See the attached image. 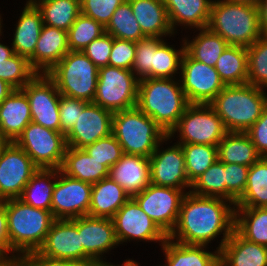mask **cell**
<instances>
[{"instance_id":"obj_49","label":"cell","mask_w":267,"mask_h":266,"mask_svg":"<svg viewBox=\"0 0 267 266\" xmlns=\"http://www.w3.org/2000/svg\"><path fill=\"white\" fill-rule=\"evenodd\" d=\"M88 104V102L68 97L60 96L59 100V116L61 133L66 135L77 122L79 118V113H82L83 108Z\"/></svg>"},{"instance_id":"obj_12","label":"cell","mask_w":267,"mask_h":266,"mask_svg":"<svg viewBox=\"0 0 267 266\" xmlns=\"http://www.w3.org/2000/svg\"><path fill=\"white\" fill-rule=\"evenodd\" d=\"M180 70L181 86L190 104H210L226 86L215 67L196 61L186 52Z\"/></svg>"},{"instance_id":"obj_13","label":"cell","mask_w":267,"mask_h":266,"mask_svg":"<svg viewBox=\"0 0 267 266\" xmlns=\"http://www.w3.org/2000/svg\"><path fill=\"white\" fill-rule=\"evenodd\" d=\"M91 191V183L69 177L57 169L51 202L53 217L69 220L88 215Z\"/></svg>"},{"instance_id":"obj_7","label":"cell","mask_w":267,"mask_h":266,"mask_svg":"<svg viewBox=\"0 0 267 266\" xmlns=\"http://www.w3.org/2000/svg\"><path fill=\"white\" fill-rule=\"evenodd\" d=\"M99 68L82 52L69 51L47 75L63 96L93 103Z\"/></svg>"},{"instance_id":"obj_41","label":"cell","mask_w":267,"mask_h":266,"mask_svg":"<svg viewBox=\"0 0 267 266\" xmlns=\"http://www.w3.org/2000/svg\"><path fill=\"white\" fill-rule=\"evenodd\" d=\"M103 33H105V27L81 13L67 31L69 50L82 51Z\"/></svg>"},{"instance_id":"obj_16","label":"cell","mask_w":267,"mask_h":266,"mask_svg":"<svg viewBox=\"0 0 267 266\" xmlns=\"http://www.w3.org/2000/svg\"><path fill=\"white\" fill-rule=\"evenodd\" d=\"M118 243L129 239L160 241L162 245L168 236L140 208L137 202L130 198L112 218Z\"/></svg>"},{"instance_id":"obj_44","label":"cell","mask_w":267,"mask_h":266,"mask_svg":"<svg viewBox=\"0 0 267 266\" xmlns=\"http://www.w3.org/2000/svg\"><path fill=\"white\" fill-rule=\"evenodd\" d=\"M185 52V45L182 49L174 48L163 42L153 52L152 78H172L178 69H181V60Z\"/></svg>"},{"instance_id":"obj_62","label":"cell","mask_w":267,"mask_h":266,"mask_svg":"<svg viewBox=\"0 0 267 266\" xmlns=\"http://www.w3.org/2000/svg\"><path fill=\"white\" fill-rule=\"evenodd\" d=\"M5 256L0 252V261L4 258Z\"/></svg>"},{"instance_id":"obj_30","label":"cell","mask_w":267,"mask_h":266,"mask_svg":"<svg viewBox=\"0 0 267 266\" xmlns=\"http://www.w3.org/2000/svg\"><path fill=\"white\" fill-rule=\"evenodd\" d=\"M218 160L250 167L262 156L246 132L228 131L218 146Z\"/></svg>"},{"instance_id":"obj_61","label":"cell","mask_w":267,"mask_h":266,"mask_svg":"<svg viewBox=\"0 0 267 266\" xmlns=\"http://www.w3.org/2000/svg\"><path fill=\"white\" fill-rule=\"evenodd\" d=\"M90 266H115V265H111L108 262H100V263H93ZM117 266H120V265H117ZM122 266H123V264H122Z\"/></svg>"},{"instance_id":"obj_39","label":"cell","mask_w":267,"mask_h":266,"mask_svg":"<svg viewBox=\"0 0 267 266\" xmlns=\"http://www.w3.org/2000/svg\"><path fill=\"white\" fill-rule=\"evenodd\" d=\"M105 32L114 38L138 42L146 38L133 15L130 3L125 0L113 13Z\"/></svg>"},{"instance_id":"obj_17","label":"cell","mask_w":267,"mask_h":266,"mask_svg":"<svg viewBox=\"0 0 267 266\" xmlns=\"http://www.w3.org/2000/svg\"><path fill=\"white\" fill-rule=\"evenodd\" d=\"M37 252L49 258L84 263V249L78 233V218L55 219Z\"/></svg>"},{"instance_id":"obj_29","label":"cell","mask_w":267,"mask_h":266,"mask_svg":"<svg viewBox=\"0 0 267 266\" xmlns=\"http://www.w3.org/2000/svg\"><path fill=\"white\" fill-rule=\"evenodd\" d=\"M60 170L69 177L91 184L109 176V169L105 165L100 164L83 149L73 147L66 148Z\"/></svg>"},{"instance_id":"obj_36","label":"cell","mask_w":267,"mask_h":266,"mask_svg":"<svg viewBox=\"0 0 267 266\" xmlns=\"http://www.w3.org/2000/svg\"><path fill=\"white\" fill-rule=\"evenodd\" d=\"M57 178V169L39 168L26 184L22 195L19 197L24 203L32 207L51 211L53 188Z\"/></svg>"},{"instance_id":"obj_28","label":"cell","mask_w":267,"mask_h":266,"mask_svg":"<svg viewBox=\"0 0 267 266\" xmlns=\"http://www.w3.org/2000/svg\"><path fill=\"white\" fill-rule=\"evenodd\" d=\"M172 31L174 26L207 28L210 19L211 0H163ZM186 24V25H185Z\"/></svg>"},{"instance_id":"obj_24","label":"cell","mask_w":267,"mask_h":266,"mask_svg":"<svg viewBox=\"0 0 267 266\" xmlns=\"http://www.w3.org/2000/svg\"><path fill=\"white\" fill-rule=\"evenodd\" d=\"M220 266H267V247L246 240L234 230L220 250Z\"/></svg>"},{"instance_id":"obj_6","label":"cell","mask_w":267,"mask_h":266,"mask_svg":"<svg viewBox=\"0 0 267 266\" xmlns=\"http://www.w3.org/2000/svg\"><path fill=\"white\" fill-rule=\"evenodd\" d=\"M112 134L126 154L150 157L170 137L137 106L113 113ZM167 139V140H166Z\"/></svg>"},{"instance_id":"obj_57","label":"cell","mask_w":267,"mask_h":266,"mask_svg":"<svg viewBox=\"0 0 267 266\" xmlns=\"http://www.w3.org/2000/svg\"><path fill=\"white\" fill-rule=\"evenodd\" d=\"M14 90L7 82L0 79V103Z\"/></svg>"},{"instance_id":"obj_63","label":"cell","mask_w":267,"mask_h":266,"mask_svg":"<svg viewBox=\"0 0 267 266\" xmlns=\"http://www.w3.org/2000/svg\"><path fill=\"white\" fill-rule=\"evenodd\" d=\"M1 26H2V25H1V18H0V35H1V33H2V32H1V28H2Z\"/></svg>"},{"instance_id":"obj_20","label":"cell","mask_w":267,"mask_h":266,"mask_svg":"<svg viewBox=\"0 0 267 266\" xmlns=\"http://www.w3.org/2000/svg\"><path fill=\"white\" fill-rule=\"evenodd\" d=\"M159 146L160 143L149 157L150 183L181 190L191 187L186 175L185 156L181 144H175L163 151H160Z\"/></svg>"},{"instance_id":"obj_22","label":"cell","mask_w":267,"mask_h":266,"mask_svg":"<svg viewBox=\"0 0 267 266\" xmlns=\"http://www.w3.org/2000/svg\"><path fill=\"white\" fill-rule=\"evenodd\" d=\"M69 51L67 31L44 24L29 61L38 74H47Z\"/></svg>"},{"instance_id":"obj_35","label":"cell","mask_w":267,"mask_h":266,"mask_svg":"<svg viewBox=\"0 0 267 266\" xmlns=\"http://www.w3.org/2000/svg\"><path fill=\"white\" fill-rule=\"evenodd\" d=\"M235 208L267 207V157H261L249 167L247 183Z\"/></svg>"},{"instance_id":"obj_31","label":"cell","mask_w":267,"mask_h":266,"mask_svg":"<svg viewBox=\"0 0 267 266\" xmlns=\"http://www.w3.org/2000/svg\"><path fill=\"white\" fill-rule=\"evenodd\" d=\"M166 255L165 266H220V251L207 252L206 245H186L169 238L162 245Z\"/></svg>"},{"instance_id":"obj_56","label":"cell","mask_w":267,"mask_h":266,"mask_svg":"<svg viewBox=\"0 0 267 266\" xmlns=\"http://www.w3.org/2000/svg\"><path fill=\"white\" fill-rule=\"evenodd\" d=\"M19 256V254L17 257L13 255L9 259L7 256L4 257L0 261V266H26V258L24 257V255H21L20 257Z\"/></svg>"},{"instance_id":"obj_19","label":"cell","mask_w":267,"mask_h":266,"mask_svg":"<svg viewBox=\"0 0 267 266\" xmlns=\"http://www.w3.org/2000/svg\"><path fill=\"white\" fill-rule=\"evenodd\" d=\"M78 233L84 249V264L87 265L104 262L100 255L119 244L111 218L78 217Z\"/></svg>"},{"instance_id":"obj_2","label":"cell","mask_w":267,"mask_h":266,"mask_svg":"<svg viewBox=\"0 0 267 266\" xmlns=\"http://www.w3.org/2000/svg\"><path fill=\"white\" fill-rule=\"evenodd\" d=\"M190 105L181 84L171 78L139 80L137 107L168 135Z\"/></svg>"},{"instance_id":"obj_5","label":"cell","mask_w":267,"mask_h":266,"mask_svg":"<svg viewBox=\"0 0 267 266\" xmlns=\"http://www.w3.org/2000/svg\"><path fill=\"white\" fill-rule=\"evenodd\" d=\"M8 234L13 253L38 251L55 220L51 211L32 207L19 198L5 200Z\"/></svg>"},{"instance_id":"obj_3","label":"cell","mask_w":267,"mask_h":266,"mask_svg":"<svg viewBox=\"0 0 267 266\" xmlns=\"http://www.w3.org/2000/svg\"><path fill=\"white\" fill-rule=\"evenodd\" d=\"M263 89L248 83L226 85L209 105L227 131L245 132L261 117L267 105Z\"/></svg>"},{"instance_id":"obj_58","label":"cell","mask_w":267,"mask_h":266,"mask_svg":"<svg viewBox=\"0 0 267 266\" xmlns=\"http://www.w3.org/2000/svg\"><path fill=\"white\" fill-rule=\"evenodd\" d=\"M229 2H234V3H242V4H250V5H255L258 6L260 0H226Z\"/></svg>"},{"instance_id":"obj_55","label":"cell","mask_w":267,"mask_h":266,"mask_svg":"<svg viewBox=\"0 0 267 266\" xmlns=\"http://www.w3.org/2000/svg\"><path fill=\"white\" fill-rule=\"evenodd\" d=\"M258 9L261 33L262 36H267V0H260Z\"/></svg>"},{"instance_id":"obj_59","label":"cell","mask_w":267,"mask_h":266,"mask_svg":"<svg viewBox=\"0 0 267 266\" xmlns=\"http://www.w3.org/2000/svg\"><path fill=\"white\" fill-rule=\"evenodd\" d=\"M9 142L10 141L3 135V133L0 129V153L9 144Z\"/></svg>"},{"instance_id":"obj_46","label":"cell","mask_w":267,"mask_h":266,"mask_svg":"<svg viewBox=\"0 0 267 266\" xmlns=\"http://www.w3.org/2000/svg\"><path fill=\"white\" fill-rule=\"evenodd\" d=\"M83 150L100 164L110 169L124 154L123 149L115 136L111 134L87 145Z\"/></svg>"},{"instance_id":"obj_53","label":"cell","mask_w":267,"mask_h":266,"mask_svg":"<svg viewBox=\"0 0 267 266\" xmlns=\"http://www.w3.org/2000/svg\"><path fill=\"white\" fill-rule=\"evenodd\" d=\"M26 266H90L82 262L54 259L40 255L37 251L24 254Z\"/></svg>"},{"instance_id":"obj_18","label":"cell","mask_w":267,"mask_h":266,"mask_svg":"<svg viewBox=\"0 0 267 266\" xmlns=\"http://www.w3.org/2000/svg\"><path fill=\"white\" fill-rule=\"evenodd\" d=\"M113 113L94 103H88L79 113L72 129L65 135L67 147L83 149L112 134Z\"/></svg>"},{"instance_id":"obj_48","label":"cell","mask_w":267,"mask_h":266,"mask_svg":"<svg viewBox=\"0 0 267 266\" xmlns=\"http://www.w3.org/2000/svg\"><path fill=\"white\" fill-rule=\"evenodd\" d=\"M125 0H80L81 13L106 27Z\"/></svg>"},{"instance_id":"obj_54","label":"cell","mask_w":267,"mask_h":266,"mask_svg":"<svg viewBox=\"0 0 267 266\" xmlns=\"http://www.w3.org/2000/svg\"><path fill=\"white\" fill-rule=\"evenodd\" d=\"M11 251V244L8 234V221L5 200L0 201V252L6 257V252Z\"/></svg>"},{"instance_id":"obj_23","label":"cell","mask_w":267,"mask_h":266,"mask_svg":"<svg viewBox=\"0 0 267 266\" xmlns=\"http://www.w3.org/2000/svg\"><path fill=\"white\" fill-rule=\"evenodd\" d=\"M30 122L28 98L21 89H14L0 103V129L10 142H14Z\"/></svg>"},{"instance_id":"obj_27","label":"cell","mask_w":267,"mask_h":266,"mask_svg":"<svg viewBox=\"0 0 267 266\" xmlns=\"http://www.w3.org/2000/svg\"><path fill=\"white\" fill-rule=\"evenodd\" d=\"M44 23L40 10L33 2H27L14 33L12 48L20 56L30 58L35 51Z\"/></svg>"},{"instance_id":"obj_8","label":"cell","mask_w":267,"mask_h":266,"mask_svg":"<svg viewBox=\"0 0 267 266\" xmlns=\"http://www.w3.org/2000/svg\"><path fill=\"white\" fill-rule=\"evenodd\" d=\"M135 76L132 70L100 67L93 103L112 113L136 107L139 79Z\"/></svg>"},{"instance_id":"obj_38","label":"cell","mask_w":267,"mask_h":266,"mask_svg":"<svg viewBox=\"0 0 267 266\" xmlns=\"http://www.w3.org/2000/svg\"><path fill=\"white\" fill-rule=\"evenodd\" d=\"M198 30L200 33L194 40H184L185 52L196 61L215 67L218 58L229 44L208 28Z\"/></svg>"},{"instance_id":"obj_51","label":"cell","mask_w":267,"mask_h":266,"mask_svg":"<svg viewBox=\"0 0 267 266\" xmlns=\"http://www.w3.org/2000/svg\"><path fill=\"white\" fill-rule=\"evenodd\" d=\"M114 37L103 33L99 38L94 39L82 52L98 67L107 66Z\"/></svg>"},{"instance_id":"obj_32","label":"cell","mask_w":267,"mask_h":266,"mask_svg":"<svg viewBox=\"0 0 267 266\" xmlns=\"http://www.w3.org/2000/svg\"><path fill=\"white\" fill-rule=\"evenodd\" d=\"M38 73L28 58L14 52L13 48L0 43V79L14 89H22Z\"/></svg>"},{"instance_id":"obj_40","label":"cell","mask_w":267,"mask_h":266,"mask_svg":"<svg viewBox=\"0 0 267 266\" xmlns=\"http://www.w3.org/2000/svg\"><path fill=\"white\" fill-rule=\"evenodd\" d=\"M185 156L186 175L190 183L218 160L217 146L181 144Z\"/></svg>"},{"instance_id":"obj_26","label":"cell","mask_w":267,"mask_h":266,"mask_svg":"<svg viewBox=\"0 0 267 266\" xmlns=\"http://www.w3.org/2000/svg\"><path fill=\"white\" fill-rule=\"evenodd\" d=\"M130 199L124 189L109 176L92 184L88 216L113 218L115 213Z\"/></svg>"},{"instance_id":"obj_10","label":"cell","mask_w":267,"mask_h":266,"mask_svg":"<svg viewBox=\"0 0 267 266\" xmlns=\"http://www.w3.org/2000/svg\"><path fill=\"white\" fill-rule=\"evenodd\" d=\"M14 143L38 168L60 169L63 164L67 144L61 132L30 122Z\"/></svg>"},{"instance_id":"obj_33","label":"cell","mask_w":267,"mask_h":266,"mask_svg":"<svg viewBox=\"0 0 267 266\" xmlns=\"http://www.w3.org/2000/svg\"><path fill=\"white\" fill-rule=\"evenodd\" d=\"M38 1V2H37ZM40 10L43 23L68 31L81 14L80 0H29Z\"/></svg>"},{"instance_id":"obj_47","label":"cell","mask_w":267,"mask_h":266,"mask_svg":"<svg viewBox=\"0 0 267 266\" xmlns=\"http://www.w3.org/2000/svg\"><path fill=\"white\" fill-rule=\"evenodd\" d=\"M225 170V199L229 204L235 205L236 201L245 191L249 167L239 164L224 163Z\"/></svg>"},{"instance_id":"obj_52","label":"cell","mask_w":267,"mask_h":266,"mask_svg":"<svg viewBox=\"0 0 267 266\" xmlns=\"http://www.w3.org/2000/svg\"><path fill=\"white\" fill-rule=\"evenodd\" d=\"M245 132L255 145L257 152L262 157H267V105L261 117Z\"/></svg>"},{"instance_id":"obj_9","label":"cell","mask_w":267,"mask_h":266,"mask_svg":"<svg viewBox=\"0 0 267 266\" xmlns=\"http://www.w3.org/2000/svg\"><path fill=\"white\" fill-rule=\"evenodd\" d=\"M180 134L179 144L218 146L228 132L223 121L209 104H190L168 136Z\"/></svg>"},{"instance_id":"obj_34","label":"cell","mask_w":267,"mask_h":266,"mask_svg":"<svg viewBox=\"0 0 267 266\" xmlns=\"http://www.w3.org/2000/svg\"><path fill=\"white\" fill-rule=\"evenodd\" d=\"M247 64V48L228 45L218 58L215 69L225 85H241L247 83Z\"/></svg>"},{"instance_id":"obj_45","label":"cell","mask_w":267,"mask_h":266,"mask_svg":"<svg viewBox=\"0 0 267 266\" xmlns=\"http://www.w3.org/2000/svg\"><path fill=\"white\" fill-rule=\"evenodd\" d=\"M164 41L157 37H146L136 42V52L132 71L139 80L152 78L153 52ZM140 76V77H139Z\"/></svg>"},{"instance_id":"obj_50","label":"cell","mask_w":267,"mask_h":266,"mask_svg":"<svg viewBox=\"0 0 267 266\" xmlns=\"http://www.w3.org/2000/svg\"><path fill=\"white\" fill-rule=\"evenodd\" d=\"M136 42L114 38L108 65L132 70Z\"/></svg>"},{"instance_id":"obj_42","label":"cell","mask_w":267,"mask_h":266,"mask_svg":"<svg viewBox=\"0 0 267 266\" xmlns=\"http://www.w3.org/2000/svg\"><path fill=\"white\" fill-rule=\"evenodd\" d=\"M190 188H193L190 192L195 195L225 199L224 163L217 160L191 183Z\"/></svg>"},{"instance_id":"obj_25","label":"cell","mask_w":267,"mask_h":266,"mask_svg":"<svg viewBox=\"0 0 267 266\" xmlns=\"http://www.w3.org/2000/svg\"><path fill=\"white\" fill-rule=\"evenodd\" d=\"M146 37L161 38L174 34L163 0H127Z\"/></svg>"},{"instance_id":"obj_1","label":"cell","mask_w":267,"mask_h":266,"mask_svg":"<svg viewBox=\"0 0 267 266\" xmlns=\"http://www.w3.org/2000/svg\"><path fill=\"white\" fill-rule=\"evenodd\" d=\"M228 201L187 192L180 205L176 226L168 238H177V242L186 245H207L223 231V239L217 248L220 251L235 230L236 210L226 204Z\"/></svg>"},{"instance_id":"obj_11","label":"cell","mask_w":267,"mask_h":266,"mask_svg":"<svg viewBox=\"0 0 267 266\" xmlns=\"http://www.w3.org/2000/svg\"><path fill=\"white\" fill-rule=\"evenodd\" d=\"M184 195L185 193L181 189L150 184L144 191L132 198L169 236L176 226Z\"/></svg>"},{"instance_id":"obj_37","label":"cell","mask_w":267,"mask_h":266,"mask_svg":"<svg viewBox=\"0 0 267 266\" xmlns=\"http://www.w3.org/2000/svg\"><path fill=\"white\" fill-rule=\"evenodd\" d=\"M235 210V230L246 240L267 247V207Z\"/></svg>"},{"instance_id":"obj_43","label":"cell","mask_w":267,"mask_h":266,"mask_svg":"<svg viewBox=\"0 0 267 266\" xmlns=\"http://www.w3.org/2000/svg\"><path fill=\"white\" fill-rule=\"evenodd\" d=\"M247 83L255 87H267V36H261L247 48Z\"/></svg>"},{"instance_id":"obj_15","label":"cell","mask_w":267,"mask_h":266,"mask_svg":"<svg viewBox=\"0 0 267 266\" xmlns=\"http://www.w3.org/2000/svg\"><path fill=\"white\" fill-rule=\"evenodd\" d=\"M38 169L23 149L9 142L0 153V201L19 198Z\"/></svg>"},{"instance_id":"obj_60","label":"cell","mask_w":267,"mask_h":266,"mask_svg":"<svg viewBox=\"0 0 267 266\" xmlns=\"http://www.w3.org/2000/svg\"><path fill=\"white\" fill-rule=\"evenodd\" d=\"M123 266H139V264L135 262L134 260H126Z\"/></svg>"},{"instance_id":"obj_4","label":"cell","mask_w":267,"mask_h":266,"mask_svg":"<svg viewBox=\"0 0 267 266\" xmlns=\"http://www.w3.org/2000/svg\"><path fill=\"white\" fill-rule=\"evenodd\" d=\"M207 28L229 45L248 48L261 36L258 6L213 1Z\"/></svg>"},{"instance_id":"obj_21","label":"cell","mask_w":267,"mask_h":266,"mask_svg":"<svg viewBox=\"0 0 267 266\" xmlns=\"http://www.w3.org/2000/svg\"><path fill=\"white\" fill-rule=\"evenodd\" d=\"M109 177L132 198L151 184L149 157L124 153L109 169Z\"/></svg>"},{"instance_id":"obj_14","label":"cell","mask_w":267,"mask_h":266,"mask_svg":"<svg viewBox=\"0 0 267 266\" xmlns=\"http://www.w3.org/2000/svg\"><path fill=\"white\" fill-rule=\"evenodd\" d=\"M27 96L32 122L61 132L59 100L61 94L47 74H37L22 89Z\"/></svg>"}]
</instances>
